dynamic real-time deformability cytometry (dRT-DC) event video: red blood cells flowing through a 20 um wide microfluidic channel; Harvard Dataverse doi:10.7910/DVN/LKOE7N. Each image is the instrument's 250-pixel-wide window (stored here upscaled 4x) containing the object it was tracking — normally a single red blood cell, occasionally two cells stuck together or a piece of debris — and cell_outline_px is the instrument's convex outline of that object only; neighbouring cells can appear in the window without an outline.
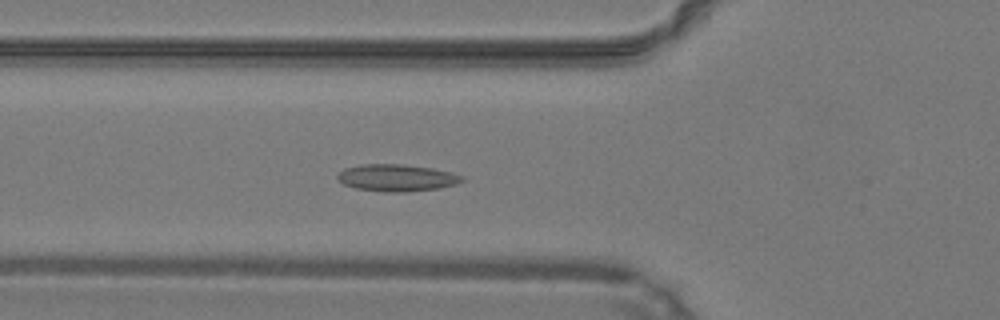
{"species": "common noctule bat (a hibernating species)", "species_latin": "Nyctalus noctula", "temperature_condition": "warm", "stored_images_in_passage": 29, "camera_frame_rate_fps": 3000, "um_per_image_px": 0.085, "animal": {"sex": "male", "body_mass_g": 19.2, "forearm_length_mm": 51.8}, "frame": {"image": 1, "passage_image": 4, "time_ms": 1.0, "image_size_px": [1000, 320], "cell_outline_px": [[464, 180], [456, 184], [440, 188], [404, 192], [388, 192], [356, 188], [344, 184], [336, 176], [344, 168], [360, 164], [404, 164], [432, 168], [464, 176]], "centroid_in_image_um": [33.73, 15.1], "position_along_channel_um": 92.1, "area_um2": 19.48}}
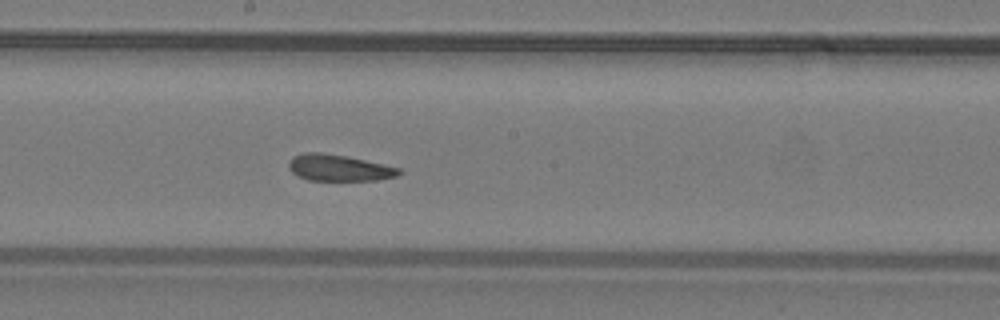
{"frame": {"image": 2, "passage_image": 13, "time_ms": 4.0, "image_size_px": [1000, 320], "cell_outline_px": [[404, 172], [396, 176], [376, 180], [308, 180], [292, 172], [288, 168], [288, 164], [292, 156], [304, 152], [320, 152], [344, 156], [364, 160], [400, 168]], "centroid_in_image_um": [28.79, 14.26], "position_along_channel_um": 219.4, "area_um2": 16.82}}
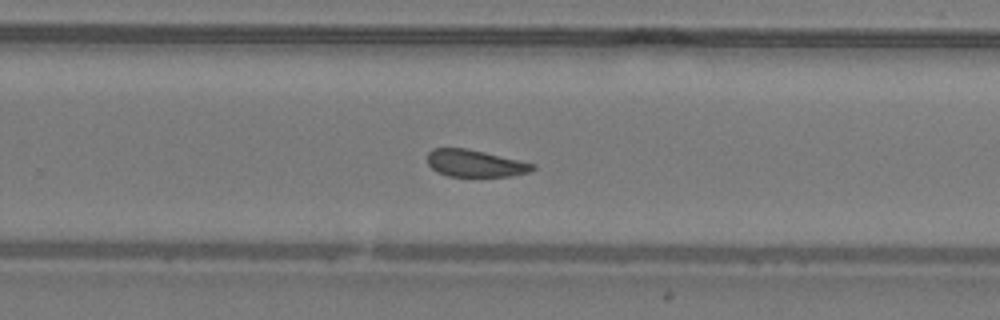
{"frame": {"image": 3, "passage_image": 18, "time_ms": 5.667, "image_size_px": [1000, 320], "cell_outline_px": [[536, 168], [528, 172], [512, 176], [448, 176], [436, 172], [428, 164], [428, 152], [432, 148], [464, 148], [484, 152], [536, 164]], "centroid_in_image_um": [40.37, 13.89], "position_along_channel_um": 289.4, "area_um2": 16.53}, "authors_computed_cell_mechanics": {"area_um2": 17.8602, "velocity_mm_per_s": 4.216, "shape_relaxation_time_tau1_ms": null, "shape_relaxation_time_tau2_ms": 2.5129, "deformation_change_tau1": null, "deformation_change_tau2": 0.1041}}